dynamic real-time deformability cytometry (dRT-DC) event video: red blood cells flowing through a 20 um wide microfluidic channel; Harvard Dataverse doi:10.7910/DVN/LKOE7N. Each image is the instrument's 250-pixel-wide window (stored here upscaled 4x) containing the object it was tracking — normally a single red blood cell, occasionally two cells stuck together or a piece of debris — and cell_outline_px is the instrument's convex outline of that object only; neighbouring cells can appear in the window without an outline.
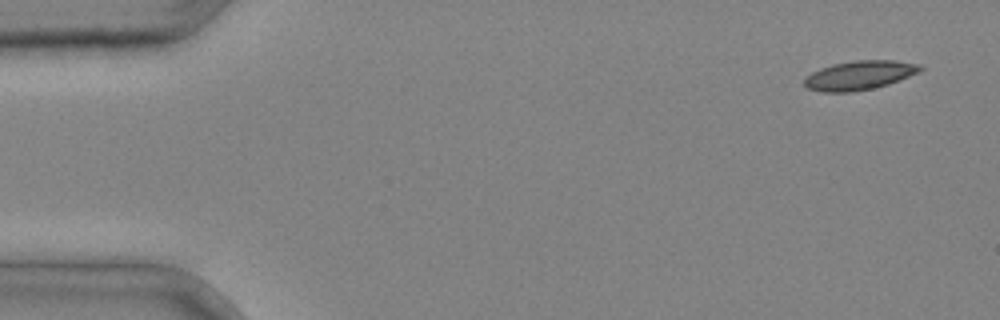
{"species": "common noctule bat (a hibernating species)", "species_latin": "Nyctalus noctula", "temperature_condition": "cold", "stored_images_in_passage": 3, "camera_frame_rate_fps": 3000, "um_per_image_px": 0.085, "animal": {"sex": "male", "body_mass_g": 20.4}, "frame": {"image": 1, "passage_image": 1, "time_ms": 0.0, "image_size_px": [1000, 320], "cell_outline_px": [[924, 68], [920, 72], [888, 84], [872, 88], [852, 92], [824, 92], [808, 88], [804, 84], [804, 76], [820, 68], [832, 64], [856, 60], [892, 60], [920, 64]], "centroid_in_image_um": [73.05, 6.39], "position_along_channel_um": 12.0, "area_um2": 19.65}}